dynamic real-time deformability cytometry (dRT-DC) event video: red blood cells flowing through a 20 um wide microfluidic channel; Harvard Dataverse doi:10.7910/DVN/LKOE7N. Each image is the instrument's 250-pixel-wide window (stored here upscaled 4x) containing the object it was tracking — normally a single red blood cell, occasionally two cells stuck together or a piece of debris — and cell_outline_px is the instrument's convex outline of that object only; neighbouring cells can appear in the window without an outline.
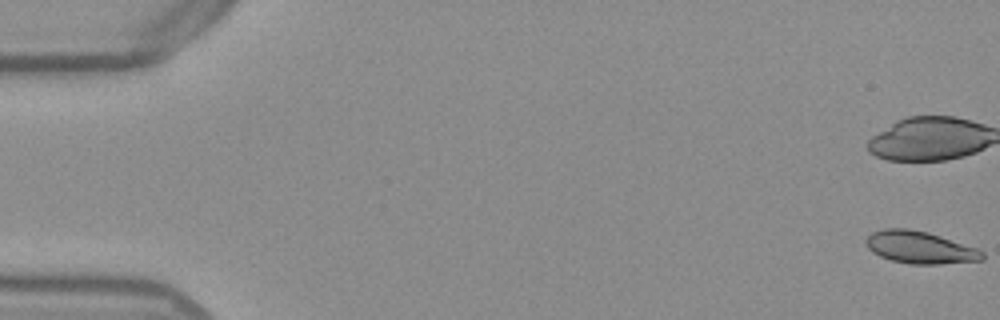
{"species": "Egyptian fruit bat (a non-hibernating species)", "species_latin": "Rousettus aegyptiacus", "temperature_condition": "warm", "stored_images_in_passage": 53, "camera_frame_rate_fps": 3000, "um_per_image_px": 0.085, "frame": {"image": 1, "passage_image": 1, "time_ms": 0.0, "image_size_px": [1000, 320], "cell_outline_px": [[984, 260], [940, 264], [912, 264], [892, 260], [880, 256], [872, 252], [868, 248], [864, 240], [872, 232], [884, 228], [908, 228], [928, 232], [976, 248], [984, 252]], "centroid_in_image_um": [78.18, 21.02], "position_along_channel_um": 6.8, "area_um2": 21.85}}